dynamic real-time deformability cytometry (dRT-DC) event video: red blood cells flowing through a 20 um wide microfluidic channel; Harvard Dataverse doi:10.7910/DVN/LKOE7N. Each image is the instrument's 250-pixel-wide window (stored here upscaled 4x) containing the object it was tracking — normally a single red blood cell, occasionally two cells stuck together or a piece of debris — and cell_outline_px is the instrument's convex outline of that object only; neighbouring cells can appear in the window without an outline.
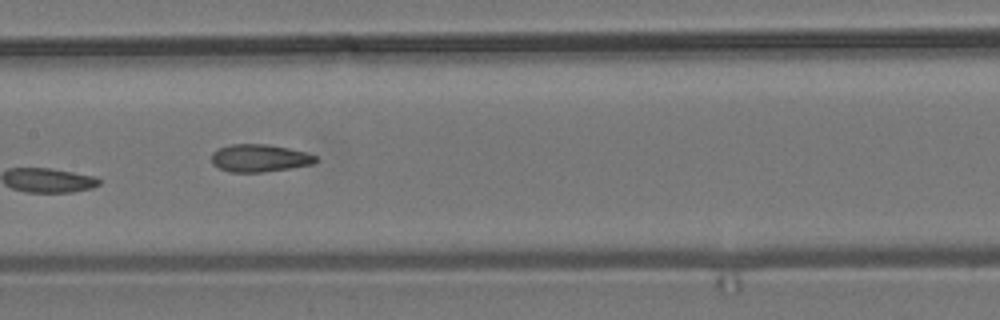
{"species": "common noctule bat (a hibernating species)", "species_latin": "Nyctalus noctula", "temperature_condition": "room temperature", "stored_images_in_passage": 15, "camera_frame_rate_fps": 3000, "um_per_image_px": 0.085, "animal": {"sex": "male", "body_mass_g": 19.2, "forearm_length_mm": 51.8}, "frame": {"image": 1, "passage_image": 7, "time_ms": 8.0, "image_size_px": [1000, 320], "cell_outline_px": [[320, 160], [312, 164], [288, 168], [260, 172], [228, 172], [212, 164], [212, 152], [220, 148], [232, 144], [268, 144], [288, 148], [304, 152], [316, 156]], "centroid_in_image_um": [22.05, 13.43], "position_along_channel_um": 185.3, "area_um2": 16.59}}
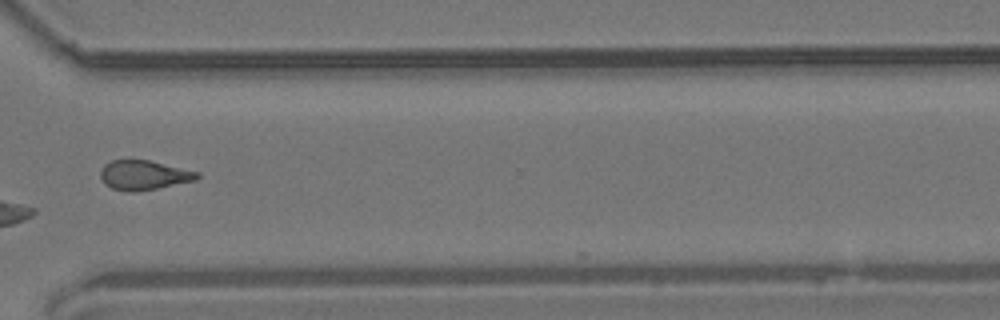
{"frame": {"image": 2, "passage_image": 11, "time_ms": 12.667, "image_size_px": [1000, 320], "cell_outline_px": [[200, 176], [196, 180], [136, 192], [112, 188], [104, 184], [100, 176], [100, 172], [104, 164], [112, 160], [128, 156], [148, 160], [200, 172]], "centroid_in_image_um": [12.18, 14.83], "position_along_channel_um": 358.4, "area_um2": 16.99}}